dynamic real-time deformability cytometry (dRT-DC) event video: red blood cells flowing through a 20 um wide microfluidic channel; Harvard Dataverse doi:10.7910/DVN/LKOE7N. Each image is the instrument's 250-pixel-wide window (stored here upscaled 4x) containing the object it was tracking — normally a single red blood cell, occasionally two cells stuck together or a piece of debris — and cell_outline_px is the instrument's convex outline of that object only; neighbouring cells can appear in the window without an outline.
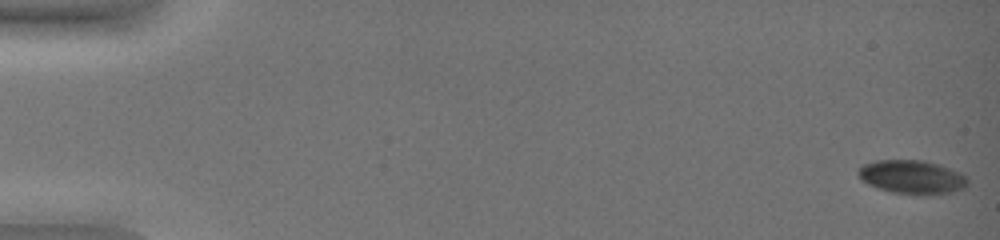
{"species": "common noctule bat (a hibernating species)", "species_latin": "Nyctalus noctula", "temperature_condition": "warm", "stored_images_in_passage": 52, "camera_frame_rate_fps": 3000, "um_per_image_px": 0.085, "animal": {"sex": "female", "body_mass_g": 19.0, "forearm_length_mm": 51.5}, "frame": {"image": 1, "passage_image": 1, "time_ms": 0.0, "image_size_px": [1000, 240], "cell_outline_px": [[968, 184], [964, 188], [952, 192], [928, 196], [920, 196], [892, 192], [868, 184], [860, 180], [856, 172], [864, 164], [876, 160], [924, 160], [940, 164], [960, 172], [968, 180]], "centroid_in_image_um": [77.53, 15.06], "position_along_channel_um": 7.5, "area_um2": 21.85}}
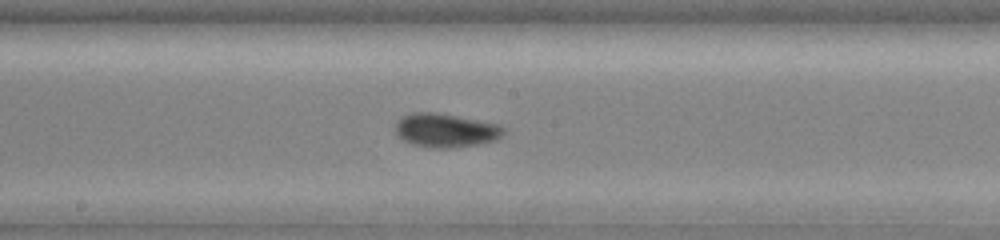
{"frame": {"image": 2, "passage_image": 31, "time_ms": 10.0, "image_size_px": [1000, 240], "cell_outline_px": [[504, 136], [496, 140], [480, 144], [452, 148], [428, 148], [412, 144], [396, 136], [396, 120], [400, 116], [412, 112], [436, 112], [500, 124], [504, 128]], "centroid_in_image_um": [37.87, 11.08], "position_along_channel_um": 210.3, "area_um2": 21.73}}
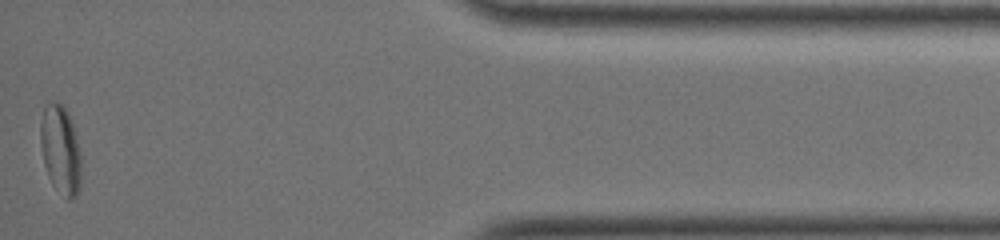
{"frame": {"image": 3, "passage_image": 52, "time_ms": 17.0, "image_size_px": [1000, 240], "cell_outline_px": [[80, 188], [76, 196], [68, 200], [52, 184], [48, 176], [44, 164], [40, 144], [40, 124], [44, 108], [48, 100], [56, 100], [64, 104], [72, 120], [80, 152]], "centroid_in_image_um": [5.13, 12.66], "position_along_channel_um": 430.1, "area_um2": 21.39}, "authors_computed_cell_mechanics": {"area_um2": 21.5016, "velocity_mm_per_s": 3.7934, "shape_relaxation_time_tau1_ms": 6.0908, "shape_relaxation_time_tau2_ms": 5.2115, "deformation_change_tau1": 0.1057, "deformation_change_tau2": 0.0878}}